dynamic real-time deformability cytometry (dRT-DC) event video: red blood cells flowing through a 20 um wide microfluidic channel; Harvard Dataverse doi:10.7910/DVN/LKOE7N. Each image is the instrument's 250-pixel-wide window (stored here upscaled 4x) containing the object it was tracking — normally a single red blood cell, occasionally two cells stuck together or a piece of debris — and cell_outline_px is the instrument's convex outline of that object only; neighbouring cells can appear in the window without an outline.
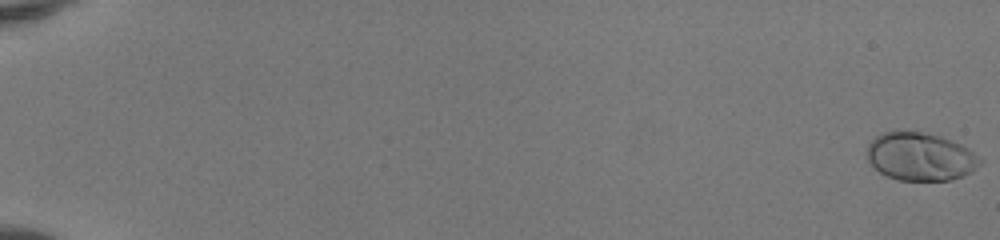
{"species": "human", "species_latin": "Homo sapiens", "temperature_condition": "room temperature", "stored_images_in_passage": 53, "camera_frame_rate_fps": 3000, "um_per_image_px": 0.085, "donor": {"sex": "female"}, "frame": {"image": 1, "passage_image": 1, "time_ms": 0.0, "image_size_px": [1000, 240], "cell_outline_px": [[984, 160], [972, 172], [964, 176], [952, 180], [896, 180], [884, 176], [868, 160], [868, 144], [880, 132], [900, 128], [920, 132], [936, 136], [960, 144], [968, 148]], "centroid_in_image_um": [78.21, 13.3], "position_along_channel_um": 6.8, "area_um2": 32.02}}
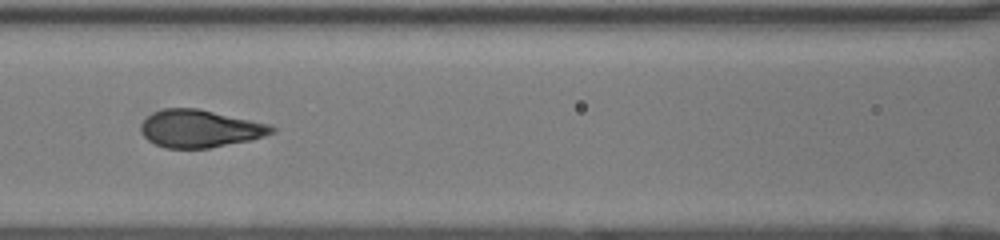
{"frame": {"image": 2, "passage_image": 27, "time_ms": 8.667, "image_size_px": [1000, 240], "cell_outline_px": [[276, 132], [252, 140], [208, 148], [164, 148], [148, 140], [144, 136], [140, 128], [140, 124], [152, 112], [164, 108], [196, 108], [272, 124], [276, 128]], "centroid_in_image_um": [17.02, 10.93], "position_along_channel_um": 149.6, "area_um2": 28.78}}
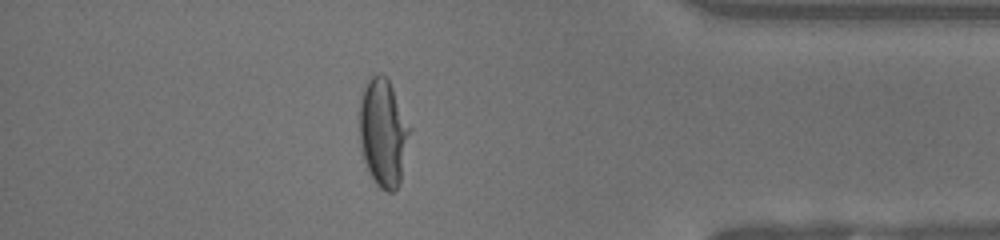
{"frame": {"image": 3, "passage_image": 47, "time_ms": 15.333, "image_size_px": [1000, 240], "cell_outline_px": [[412, 128], [400, 184], [392, 192], [388, 192], [380, 188], [376, 184], [364, 160], [360, 144], [360, 100], [364, 88], [368, 80], [376, 72], [384, 76], [388, 80]], "centroid_in_image_um": [32.6, 11.29], "position_along_channel_um": 402.6, "area_um2": 31.5}, "authors_computed_cell_mechanics": {"area_um2": 29.2468, "velocity_mm_per_s": 4.1517, "shape_relaxation_time_tau1_ms": 5.0681, "shape_relaxation_time_tau2_ms": null, "deformation_change_tau1": 0.2441, "deformation_change_tau2": null}}